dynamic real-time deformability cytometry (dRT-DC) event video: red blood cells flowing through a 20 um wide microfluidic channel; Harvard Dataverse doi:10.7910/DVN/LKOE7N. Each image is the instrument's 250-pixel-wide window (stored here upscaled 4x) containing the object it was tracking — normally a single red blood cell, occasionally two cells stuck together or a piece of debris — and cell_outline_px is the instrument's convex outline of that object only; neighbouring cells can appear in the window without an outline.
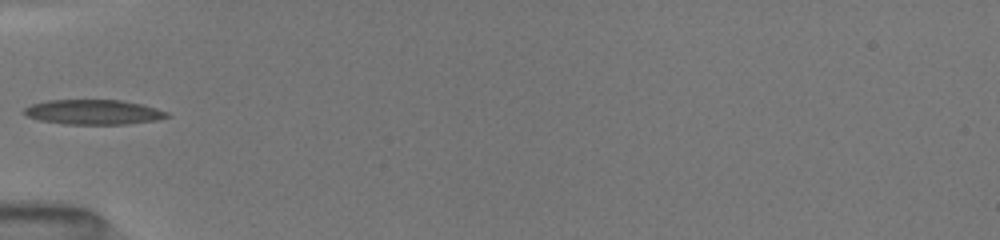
{"species": "common noctule bat (a hibernating species)", "species_latin": "Nyctalus noctula", "temperature_condition": "room temperature", "stored_images_in_passage": 46, "camera_frame_rate_fps": 3000, "um_per_image_px": 0.085, "animal": {"sex": "female", "body_mass_g": 19.5, "forearm_length_mm": 54.1}, "frame": {"image": 1, "passage_image": 1, "time_ms": 0.0, "image_size_px": [1000, 240], "cell_outline_px": [[172, 116], [156, 120], [128, 124], [64, 124], [40, 120], [28, 116], [24, 112], [24, 108], [32, 104], [48, 100], [120, 100], [140, 104], [156, 108], [168, 112]], "centroid_in_image_um": [7.97, 9.53], "position_along_channel_um": 77.0, "area_um2": 20.58}}
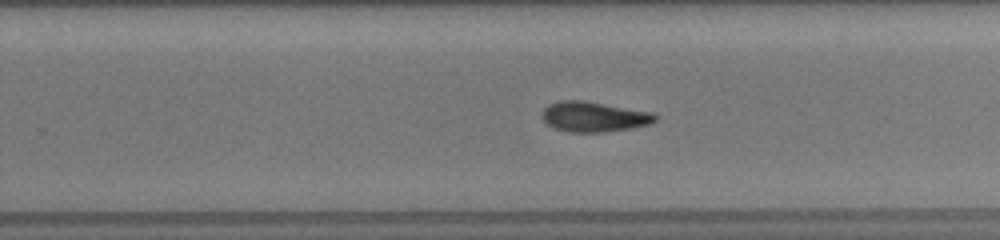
{"frame": {"image": 2, "passage_image": 23, "time_ms": 5.0, "image_size_px": [1000, 240], "cell_outline_px": [[656, 120], [648, 124], [632, 128], [604, 132], [568, 132], [552, 128], [540, 116], [544, 108], [548, 104], [560, 100], [584, 100], [652, 112], [656, 116]], "centroid_in_image_um": [50.43, 9.92], "position_along_channel_um": 279.4, "area_um2": 20.0}}
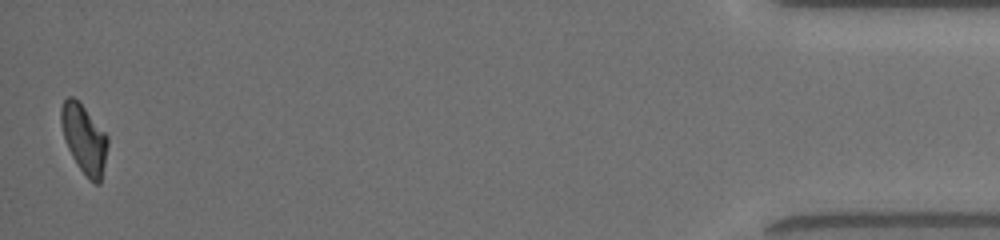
{"frame": {"image": 3, "passage_image": 45, "time_ms": 10.667, "image_size_px": [1000, 240], "cell_outline_px": [[108, 144], [100, 184], [96, 184], [80, 168], [72, 156], [68, 148], [60, 124], [60, 108], [64, 100], [68, 96], [72, 96], [84, 108], [108, 136]], "centroid_in_image_um": [7.13, 11.78], "position_along_channel_um": 428.1, "area_um2": 18.15}, "authors_computed_cell_mechanics": {"area_um2": 19.3919, "velocity_mm_per_s": 4.0449, "shape_relaxation_time_tau1_ms": 4.3591, "shape_relaxation_time_tau2_ms": 3.6624, "deformation_change_tau1": 0.1588, "deformation_change_tau2": 0.0912}}